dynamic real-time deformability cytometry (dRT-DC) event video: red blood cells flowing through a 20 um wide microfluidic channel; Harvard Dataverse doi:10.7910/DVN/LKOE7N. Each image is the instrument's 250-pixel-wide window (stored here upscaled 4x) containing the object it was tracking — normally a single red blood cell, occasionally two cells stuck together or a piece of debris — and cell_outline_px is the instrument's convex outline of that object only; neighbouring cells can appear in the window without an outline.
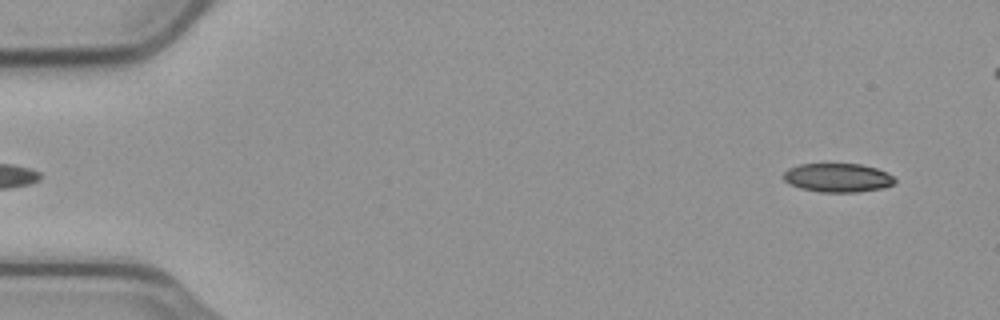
{"species": "common noctule bat (a hibernating species)", "species_latin": "Nyctalus noctula", "temperature_condition": "cold", "stored_images_in_passage": 49, "camera_frame_rate_fps": 3000, "um_per_image_px": 0.085, "animal": {"sex": "male", "body_mass_g": 23.1, "forearm_length_mm": 52.7}, "frame": {"image": 1, "passage_image": 2, "time_ms": 0.333, "image_size_px": [1000, 320], "cell_outline_px": [[896, 184], [884, 188], [860, 192], [820, 192], [800, 188], [788, 184], [784, 180], [784, 172], [788, 168], [800, 164], [860, 164], [876, 168], [892, 176], [896, 180]], "centroid_in_image_um": [71.21, 15.12], "position_along_channel_um": 13.8, "area_um2": 18.79}}
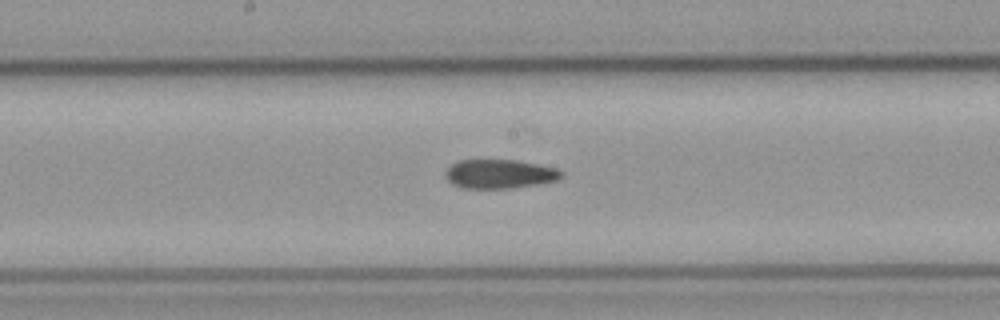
{"frame": {"image": 2, "passage_image": 27, "time_ms": 8.667, "image_size_px": [1000, 320], "cell_outline_px": [[564, 176], [556, 180], [536, 184], [512, 188], [464, 188], [448, 180], [444, 172], [456, 160], [516, 160], [540, 164], [556, 168], [564, 172]], "centroid_in_image_um": [42.5, 14.77], "position_along_channel_um": 205.7, "area_um2": 19.54}}
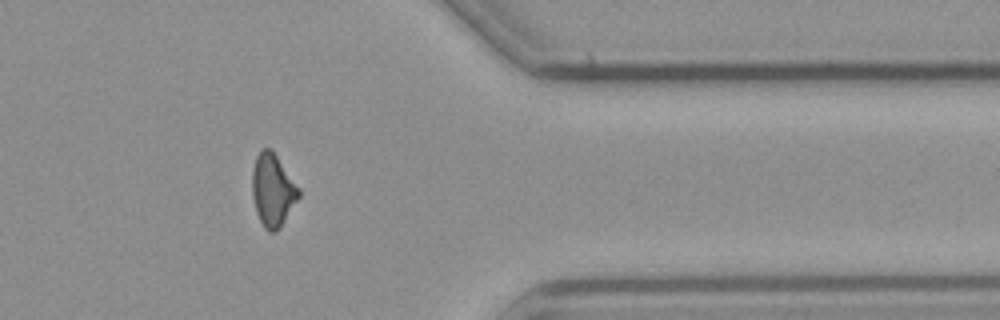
{"frame": {"image": 3, "passage_image": 43, "time_ms": 14.0, "image_size_px": [1000, 320], "cell_outline_px": [[300, 196], [280, 228], [276, 232], [268, 232], [264, 228], [256, 212], [252, 196], [252, 172], [256, 156], [260, 148], [268, 148], [276, 156], [300, 188]], "centroid_in_image_um": [23.17, 16.19], "position_along_channel_um": 388.2, "area_um2": 19.65}}